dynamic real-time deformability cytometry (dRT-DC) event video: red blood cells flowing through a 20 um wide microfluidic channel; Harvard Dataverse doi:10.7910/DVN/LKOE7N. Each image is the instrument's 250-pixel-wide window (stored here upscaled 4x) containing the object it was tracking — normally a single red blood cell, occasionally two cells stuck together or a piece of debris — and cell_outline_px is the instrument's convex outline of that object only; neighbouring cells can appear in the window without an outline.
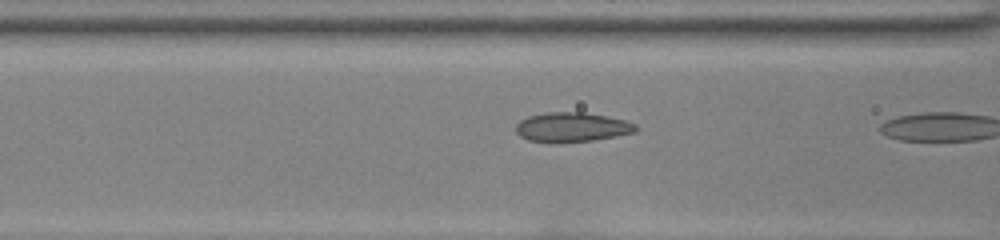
{"species": "common noctule bat (a hibernating species)", "species_latin": "Nyctalus noctula", "temperature_condition": "room temperature", "stored_images_in_passage": 11, "camera_frame_rate_fps": 3000, "um_per_image_px": 0.085, "animal": {"sex": "female", "body_mass_g": 22.0, "forearm_length_mm": 56.7}, "frame": {"image": 1, "passage_image": 10, "time_ms": 3.0, "image_size_px": [1000, 240], "cell_outline_px": [[636, 132], [592, 140], [556, 144], [528, 140], [520, 136], [516, 132], [516, 124], [520, 120], [528, 116], [548, 112], [584, 112], [608, 116], [624, 120], [636, 124]], "centroid_in_image_um": [48.57, 10.82], "position_along_channel_um": 118.0, "area_um2": 20.81}}